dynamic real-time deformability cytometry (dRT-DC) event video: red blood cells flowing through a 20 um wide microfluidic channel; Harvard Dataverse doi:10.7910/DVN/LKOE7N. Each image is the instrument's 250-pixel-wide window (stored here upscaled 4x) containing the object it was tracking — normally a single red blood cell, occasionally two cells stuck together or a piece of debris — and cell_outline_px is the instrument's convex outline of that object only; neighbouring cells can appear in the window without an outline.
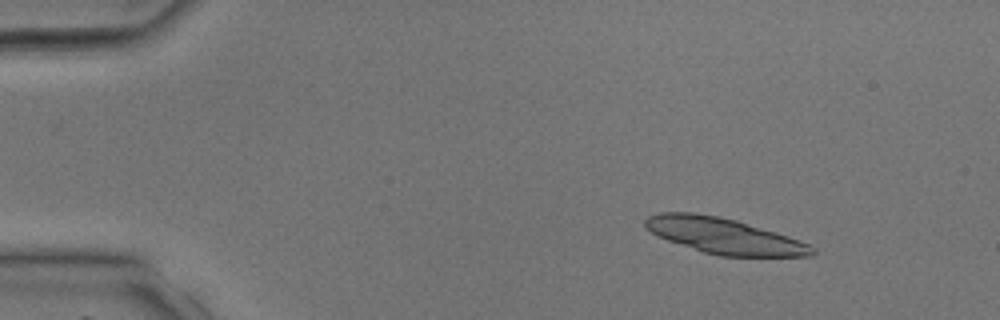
{"species": "common noctule bat (a hibernating species)", "species_latin": "Nyctalus noctula", "temperature_condition": "room temperature", "stored_images_in_passage": 35, "camera_frame_rate_fps": 3000, "um_per_image_px": 0.085, "animal": {"sex": "male", "body_mass_g": 17.9, "forearm_length_mm": 54.2}, "frame": {"image": 1, "passage_image": 1, "time_ms": 0.0, "image_size_px": [1000, 320], "cell_outline_px": [[816, 252], [812, 256], [720, 256], [704, 252], [656, 236], [644, 224], [644, 220], [648, 216], [660, 212], [692, 212], [720, 216], [736, 220], [776, 232], [800, 240], [816, 248]], "centroid_in_image_um": [61.55, 20.04], "position_along_channel_um": 23.4, "area_um2": 34.62}}
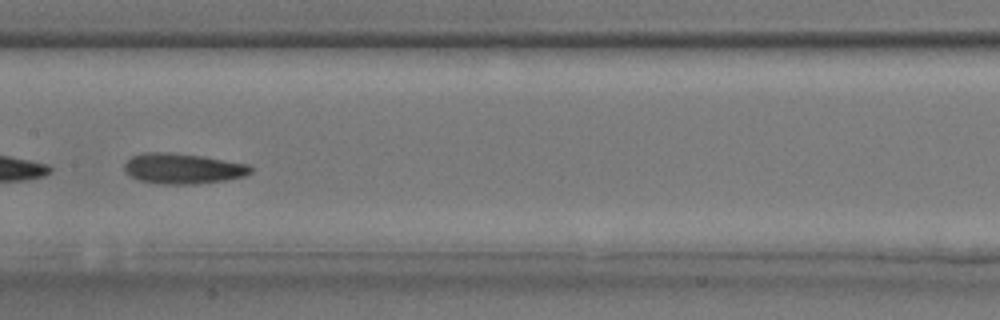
{"frame": {"image": 2, "passage_image": 16, "time_ms": 5.0, "image_size_px": [1000, 320], "cell_outline_px": [[252, 172], [244, 176], [224, 180], [196, 184], [160, 184], [140, 180], [124, 172], [124, 164], [132, 156], [144, 152], [168, 152], [204, 156], [248, 164], [252, 168]], "centroid_in_image_um": [15.53, 14.32], "position_along_channel_um": 191.9, "area_um2": 22.43}}
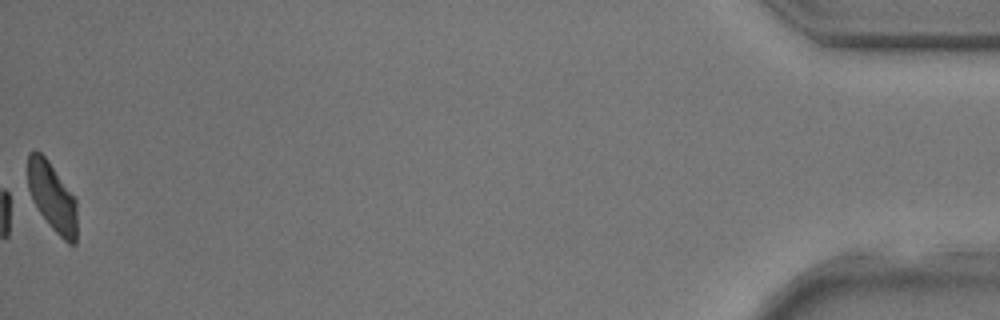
{"frame": {"image": 3, "passage_image": 35, "time_ms": 11.333, "image_size_px": [1000, 320], "cell_outline_px": [[76, 244], [68, 244], [48, 224], [32, 200], [28, 188], [28, 152], [36, 148], [48, 160], [76, 196]], "centroid_in_image_um": [4.44, 16.7], "position_along_channel_um": 430.8, "area_um2": 20.0}}